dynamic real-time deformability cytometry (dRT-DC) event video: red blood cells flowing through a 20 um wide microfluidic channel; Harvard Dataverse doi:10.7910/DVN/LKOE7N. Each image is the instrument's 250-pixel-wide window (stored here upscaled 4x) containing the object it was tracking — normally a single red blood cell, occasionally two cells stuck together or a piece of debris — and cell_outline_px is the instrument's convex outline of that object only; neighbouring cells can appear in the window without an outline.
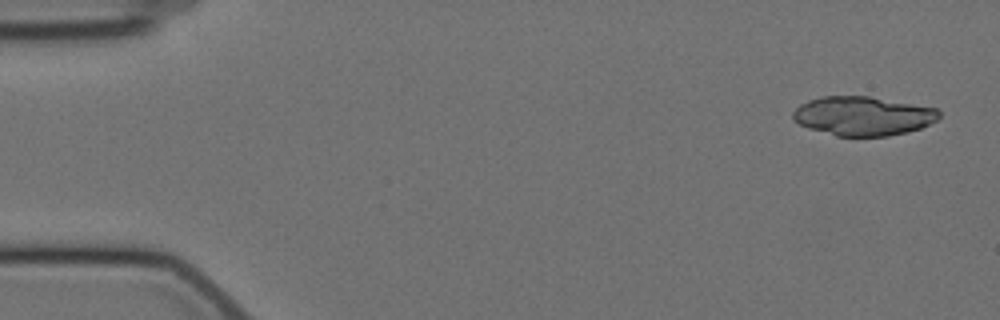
{"species": "Egyptian fruit bat (a non-hibernating species)", "species_latin": "Rousettus aegyptiacus", "temperature_condition": "cold", "stored_images_in_passage": 19, "camera_frame_rate_fps": 3000, "um_per_image_px": 0.085, "animal": {"sex": "female"}, "frame": {"image": 1, "passage_image": 2, "time_ms": 0.333, "image_size_px": [1000, 320], "cell_outline_px": [[940, 116], [936, 120], [920, 128], [908, 132], [888, 136], [836, 136], [808, 128], [792, 120], [792, 112], [800, 104], [808, 100], [824, 96], [868, 96], [936, 108], [940, 112]], "centroid_in_image_um": [73.32, 9.86], "position_along_channel_um": 11.7, "area_um2": 33.23}}